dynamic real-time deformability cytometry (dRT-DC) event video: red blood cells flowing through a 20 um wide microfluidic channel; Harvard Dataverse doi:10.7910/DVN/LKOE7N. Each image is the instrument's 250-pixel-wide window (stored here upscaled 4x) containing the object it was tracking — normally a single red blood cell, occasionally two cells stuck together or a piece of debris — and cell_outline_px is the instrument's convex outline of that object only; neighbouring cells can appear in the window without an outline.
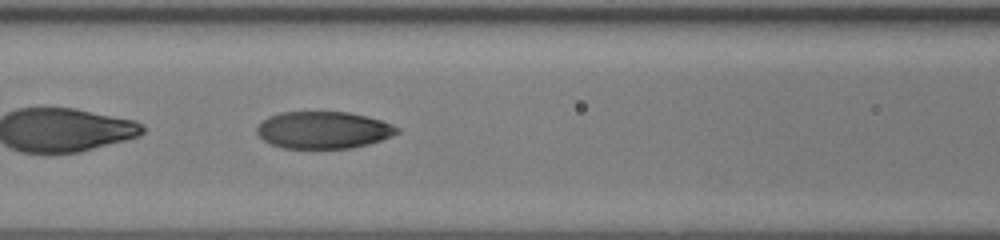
{"species": "human", "species_latin": "Homo sapiens", "temperature_condition": "room temperature", "stored_images_in_passage": 52, "segment_of_instrument_passage": [2, 2], "camera_frame_rate_fps": 3000, "um_per_image_px": 0.085, "donor": {"sex": "female"}, "frame": {"image": 1, "passage_image": 25, "time_ms": 8.0, "image_size_px": [1000, 240], "cell_outline_px": [[400, 132], [392, 136], [368, 144], [352, 148], [284, 148], [272, 144], [264, 140], [256, 132], [256, 128], [268, 116], [280, 112], [348, 112], [380, 120], [392, 124], [400, 128]], "centroid_in_image_um": [27.49, 11.05], "position_along_channel_um": 139.1, "area_um2": 30.17}}
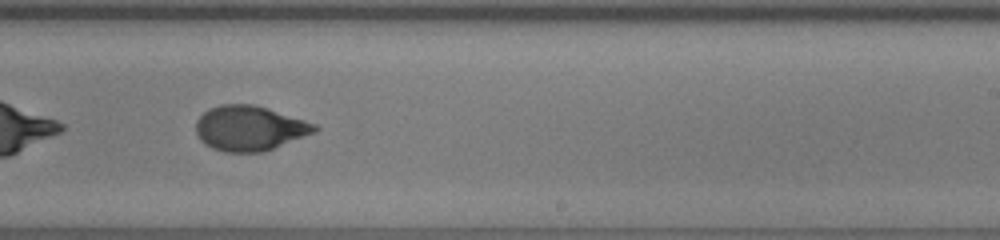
{"frame": {"image": 2, "passage_image": 34, "time_ms": 11.0, "image_size_px": [1000, 240], "cell_outline_px": [[320, 128], [316, 132], [264, 152], [224, 152], [212, 148], [204, 144], [200, 140], [196, 132], [196, 120], [208, 108], [220, 104], [252, 104], [268, 108], [316, 124]], "centroid_in_image_um": [21.2, 10.9], "position_along_channel_um": 267.8, "area_um2": 31.27}}
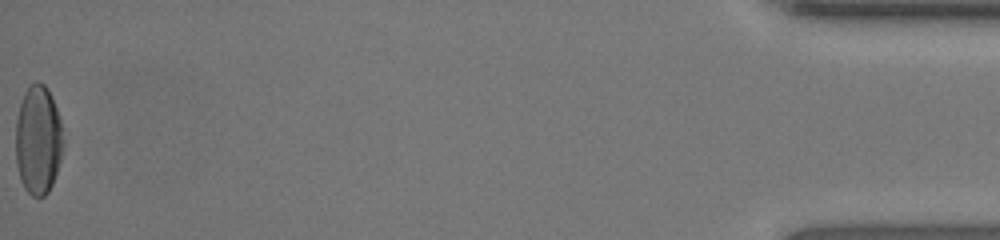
{"frame": {"image": 3, "passage_image": 52, "time_ms": 17.0, "image_size_px": [1000, 240], "cell_outline_px": [[60, 160], [52, 184], [48, 192], [44, 196], [32, 196], [24, 188], [20, 180], [16, 164], [16, 120], [20, 104], [24, 92], [36, 80], [44, 84], [48, 88], [52, 96], [60, 120]], "centroid_in_image_um": [3.2, 11.89], "position_along_channel_um": 432.0, "area_um2": 29.71}}